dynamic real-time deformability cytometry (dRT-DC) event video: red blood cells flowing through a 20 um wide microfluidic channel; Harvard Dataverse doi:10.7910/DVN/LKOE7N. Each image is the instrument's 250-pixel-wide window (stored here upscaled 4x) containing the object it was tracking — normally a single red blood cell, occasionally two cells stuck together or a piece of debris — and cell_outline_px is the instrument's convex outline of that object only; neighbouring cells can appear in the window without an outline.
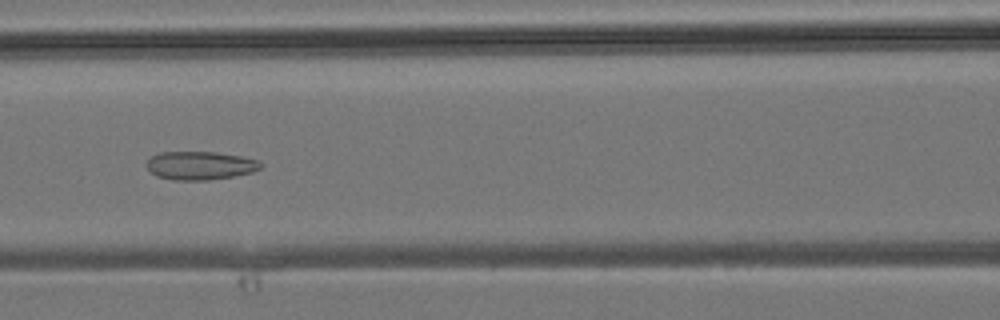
{"species": "common noctule bat (a hibernating species)", "species_latin": "Nyctalus noctula", "temperature_condition": "room temperature", "stored_images_in_passage": 34, "camera_frame_rate_fps": 3000, "um_per_image_px": 0.085, "animal": {"sex": "male", "body_mass_g": 19.2, "forearm_length_mm": 51.8}, "frame": {"image": 1, "passage_image": 11, "time_ms": 3.333, "image_size_px": [1000, 320], "cell_outline_px": [[264, 164], [260, 168], [252, 172], [232, 176], [208, 180], [172, 180], [156, 176], [148, 168], [148, 160], [152, 156], [160, 152], [216, 152], [240, 156], [260, 160]], "centroid_in_image_um": [17.04, 14.07], "position_along_channel_um": 149.6, "area_um2": 18.79}}
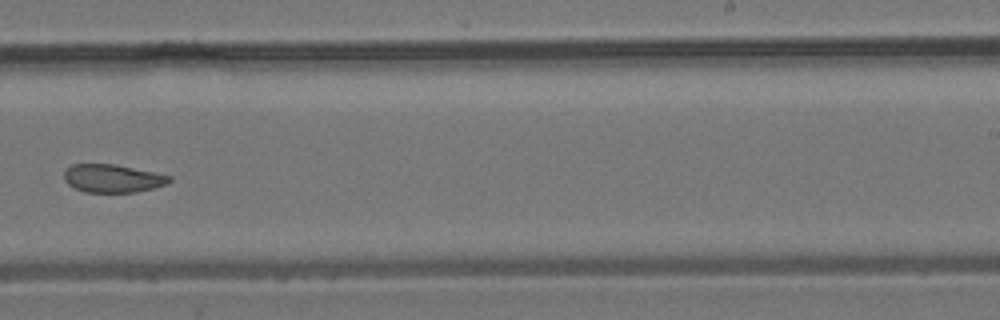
{"frame": {"image": 2, "passage_image": 19, "time_ms": 6.0, "image_size_px": [1000, 320], "cell_outline_px": [[172, 180], [168, 184], [136, 192], [84, 192], [68, 184], [64, 180], [64, 172], [72, 164], [116, 164], [156, 172], [172, 176]], "centroid_in_image_um": [9.61, 15.16], "position_along_channel_um": 279.4, "area_um2": 17.34}}
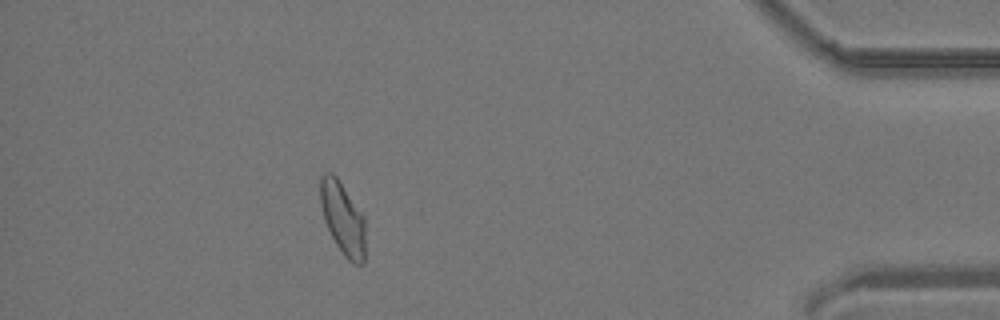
{"frame": {"image": 3, "passage_image": 30, "time_ms": 9.667, "image_size_px": [1000, 320], "cell_outline_px": [[364, 264], [352, 264], [344, 256], [336, 244], [324, 220], [320, 204], [320, 176], [324, 172], [332, 172], [336, 176], [364, 216]], "centroid_in_image_um": [29.12, 18.55], "position_along_channel_um": 406.1, "area_um2": 18.96}}